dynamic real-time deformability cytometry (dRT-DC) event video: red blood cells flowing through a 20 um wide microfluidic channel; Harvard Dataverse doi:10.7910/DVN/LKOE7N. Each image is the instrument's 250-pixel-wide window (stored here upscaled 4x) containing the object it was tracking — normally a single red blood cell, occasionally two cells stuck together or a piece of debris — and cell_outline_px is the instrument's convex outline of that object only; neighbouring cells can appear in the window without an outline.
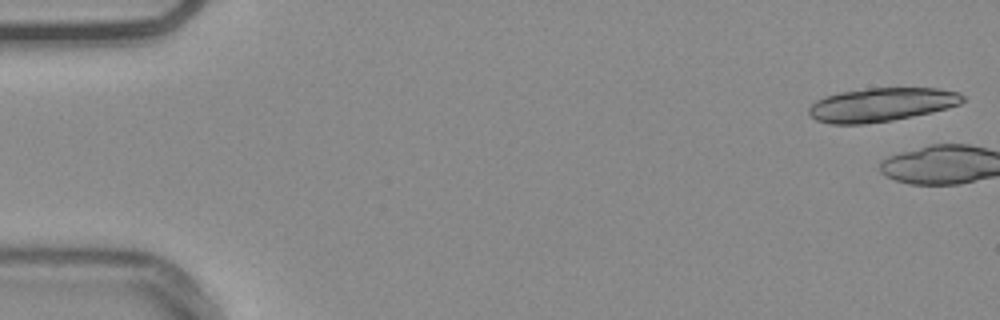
{"species": "common noctule bat (a hibernating species)", "species_latin": "Nyctalus noctula", "temperature_condition": "warm", "stored_images_in_passage": 3, "camera_frame_rate_fps": 3000, "um_per_image_px": 0.085, "animal": {"sex": "male", "body_mass_g": 20.4}, "frame": {"image": 1, "passage_image": 1, "time_ms": 0.0, "image_size_px": [1000, 320], "cell_outline_px": [[964, 100], [960, 104], [932, 112], [892, 120], [864, 124], [832, 124], [816, 120], [808, 112], [808, 108], [816, 100], [824, 96], [840, 92], [868, 88], [940, 88], [960, 92], [964, 96]], "centroid_in_image_um": [74.93, 8.89], "position_along_channel_um": 10.1, "area_um2": 30.23}}